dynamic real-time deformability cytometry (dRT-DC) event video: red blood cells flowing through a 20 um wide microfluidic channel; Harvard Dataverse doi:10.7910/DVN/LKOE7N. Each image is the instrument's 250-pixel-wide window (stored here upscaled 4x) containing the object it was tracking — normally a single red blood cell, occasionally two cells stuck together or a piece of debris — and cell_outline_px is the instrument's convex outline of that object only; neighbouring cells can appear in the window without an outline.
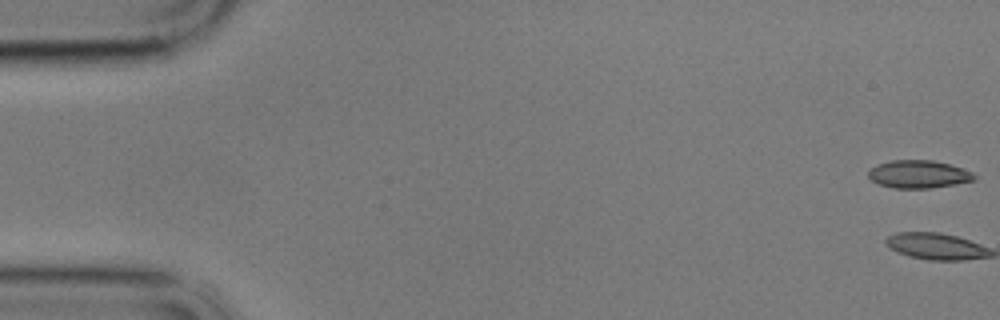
{"species": "common noctule bat (a hibernating species)", "species_latin": "Nyctalus noctula", "temperature_condition": "cold", "stored_images_in_passage": 59, "camera_frame_rate_fps": 3000, "um_per_image_px": 0.085, "animal": {"sex": "male", "body_mass_g": 17.9}, "frame": {"image": 1, "passage_image": 1, "time_ms": 0.0, "image_size_px": [1000, 320], "cell_outline_px": [[976, 180], [932, 188], [892, 188], [880, 184], [872, 180], [868, 176], [868, 172], [876, 164], [892, 160], [932, 160], [948, 164], [972, 172], [976, 176]], "centroid_in_image_um": [78.07, 14.81], "position_along_channel_um": 6.9, "area_um2": 17.05}}